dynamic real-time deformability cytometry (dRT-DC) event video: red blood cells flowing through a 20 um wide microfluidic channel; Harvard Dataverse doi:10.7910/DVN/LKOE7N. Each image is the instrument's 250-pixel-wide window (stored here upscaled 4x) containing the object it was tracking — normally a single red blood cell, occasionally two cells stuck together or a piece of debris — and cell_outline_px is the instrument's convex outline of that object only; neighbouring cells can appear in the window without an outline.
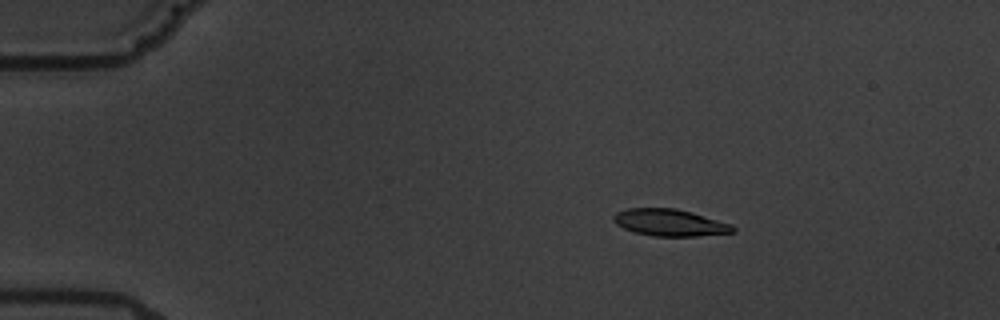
{"species": "common noctule bat (a hibernating species)", "species_latin": "Nyctalus noctula", "temperature_condition": "warm", "stored_images_in_passage": 6, "camera_frame_rate_fps": 3000, "um_per_image_px": 0.085, "animal": {"sex": "male", "body_mass_g": 19.5, "forearm_length_mm": 54.6}, "frame": {"image": 1, "passage_image": 3, "time_ms": 2.333, "image_size_px": [1000, 320], "cell_outline_px": [[736, 232], [696, 236], [652, 236], [632, 232], [616, 224], [612, 220], [612, 216], [616, 212], [628, 208], [676, 208], [692, 212], [732, 224], [736, 228]], "centroid_in_image_um": [56.92, 18.92], "position_along_channel_um": 28.1, "area_um2": 18.9}}
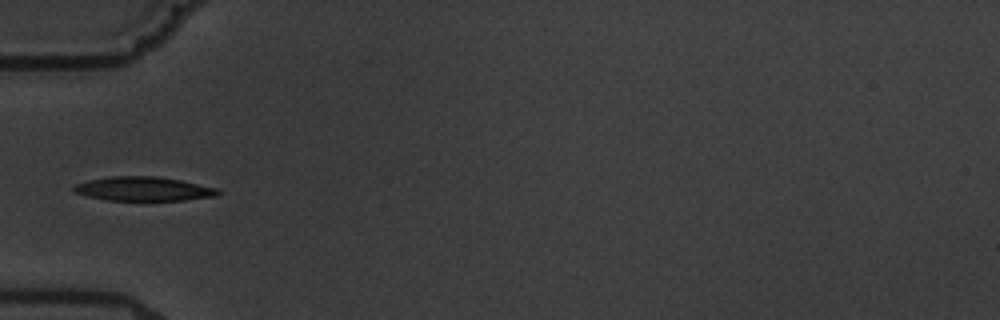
{"frame": {"image": 2, "passage_image": 5, "time_ms": 5.667, "image_size_px": [1000, 320], "cell_outline_px": [[220, 192], [216, 196], [184, 200], [108, 200], [88, 196], [72, 192], [72, 184], [88, 180], [112, 176], [160, 176], [220, 188]], "centroid_in_image_um": [12.18, 16.04], "position_along_channel_um": 72.8, "area_um2": 20.4}}